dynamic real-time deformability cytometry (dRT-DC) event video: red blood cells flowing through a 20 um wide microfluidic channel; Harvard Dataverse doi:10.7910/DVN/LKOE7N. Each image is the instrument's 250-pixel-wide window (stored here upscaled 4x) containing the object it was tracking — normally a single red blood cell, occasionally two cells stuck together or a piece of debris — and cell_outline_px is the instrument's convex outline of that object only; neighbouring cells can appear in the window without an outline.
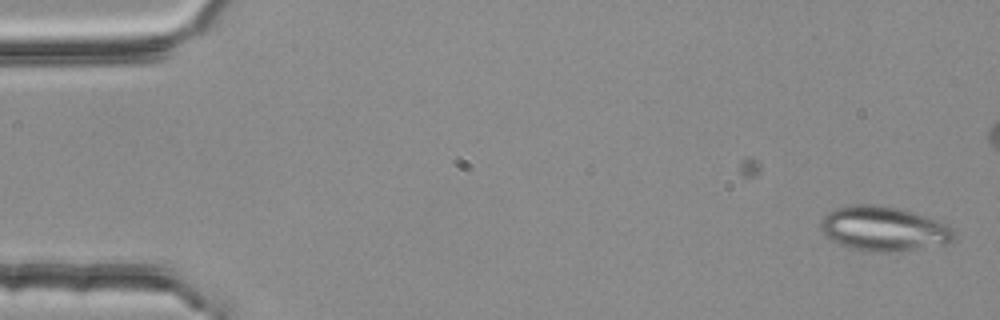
{"species": "common noctule bat (a hibernating species)", "species_latin": "Nyctalus noctula", "temperature_condition": "room temperature", "stored_images_in_passage": 2, "camera_frame_rate_fps": 3000, "um_per_image_px": 0.085, "animal": {"sex": "female", "body_mass_g": 25.1}, "frame": {"image": 1, "passage_image": 2, "time_ms": 0.333, "image_size_px": [1000, 320], "cell_outline_px": [[956, 236], [948, 244], [900, 252], [872, 252], [852, 248], [840, 244], [832, 240], [820, 228], [820, 220], [828, 212], [836, 208], [852, 204], [876, 204], [900, 208], [940, 220], [948, 224], [952, 228]], "centroid_in_image_um": [75.17, 19.44], "position_along_channel_um": 9.8, "area_um2": 35.14}}